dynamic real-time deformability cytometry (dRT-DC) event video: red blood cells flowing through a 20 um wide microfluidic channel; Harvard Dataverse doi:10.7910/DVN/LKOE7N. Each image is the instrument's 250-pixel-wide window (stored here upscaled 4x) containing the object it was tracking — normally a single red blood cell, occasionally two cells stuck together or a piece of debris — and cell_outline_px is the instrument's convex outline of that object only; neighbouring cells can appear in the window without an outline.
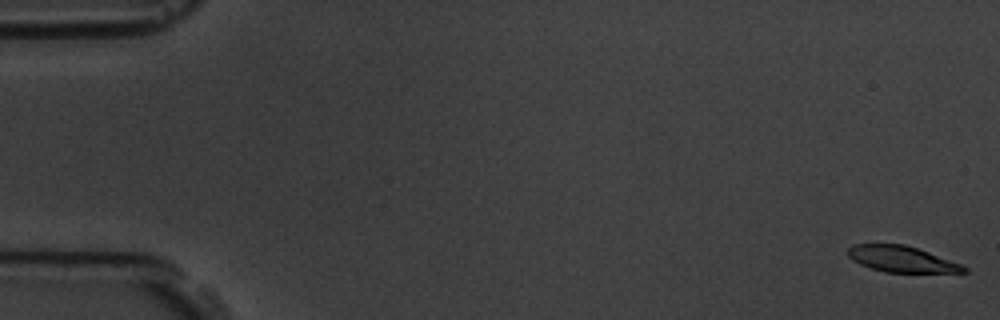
{"species": "common noctule bat (a hibernating species)", "species_latin": "Nyctalus noctula", "temperature_condition": "room temperature", "stored_images_in_passage": 5, "camera_frame_rate_fps": 3000, "um_per_image_px": 0.085, "animal": {"sex": "male", "body_mass_g": 19.5, "forearm_length_mm": 54.6}, "frame": {"image": 1, "passage_image": 1, "time_ms": 0.0, "image_size_px": [1000, 320], "cell_outline_px": [[968, 272], [884, 272], [860, 264], [852, 260], [848, 256], [848, 248], [852, 244], [904, 244], [928, 252], [960, 264], [968, 268]], "centroid_in_image_um": [76.6, 22.02], "position_along_channel_um": 8.4, "area_um2": 17.34}}
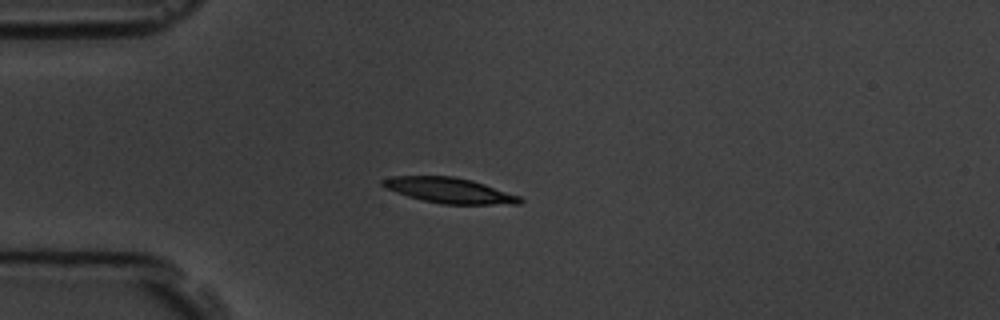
{"frame": {"image": 2, "passage_image": 5, "time_ms": 4.667, "image_size_px": [1000, 320], "cell_outline_px": [[524, 200], [520, 204], [440, 204], [408, 196], [384, 188], [380, 184], [380, 180], [392, 176], [452, 176], [472, 180], [520, 196]], "centroid_in_image_um": [38.17, 16.18], "position_along_channel_um": 46.8, "area_um2": 20.29}}